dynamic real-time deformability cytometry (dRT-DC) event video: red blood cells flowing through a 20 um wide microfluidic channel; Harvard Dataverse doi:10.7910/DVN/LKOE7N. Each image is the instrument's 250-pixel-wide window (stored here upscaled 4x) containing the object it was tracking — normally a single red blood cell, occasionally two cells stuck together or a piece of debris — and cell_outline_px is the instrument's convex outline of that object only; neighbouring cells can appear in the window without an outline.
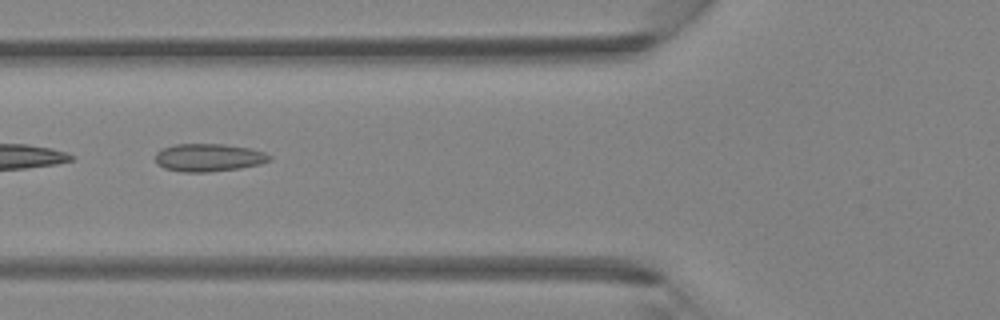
{"species": "Egyptian fruit bat (a non-hibernating species)", "species_latin": "Rousettus aegyptiacus", "temperature_condition": "room temperature", "stored_images_in_passage": 6, "camera_frame_rate_fps": 3000, "um_per_image_px": 0.085, "animal": {"sex": "female"}, "frame": {"image": 1, "passage_image": 5, "time_ms": 1.333, "image_size_px": [1000, 320], "cell_outline_px": [[272, 160], [260, 164], [240, 168], [208, 172], [180, 172], [164, 168], [156, 164], [156, 152], [164, 148], [176, 144], [224, 144], [248, 148], [264, 152], [272, 156]], "centroid_in_image_um": [17.74, 13.4], "position_along_channel_um": 108.1, "area_um2": 18.55}}
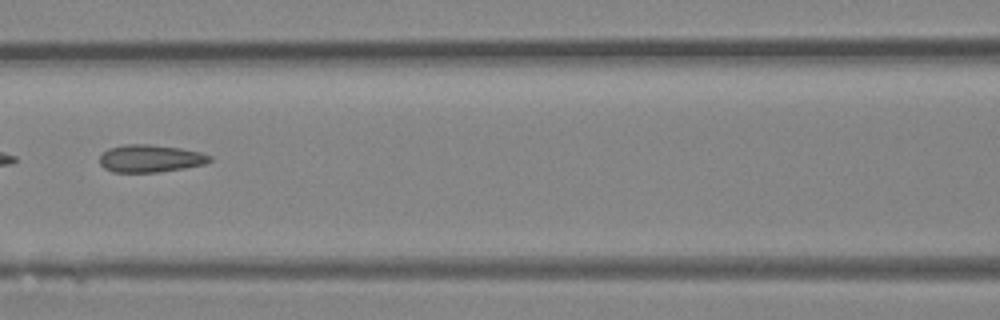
{"frame": {"image": 2, "passage_image": 6, "time_ms": 1.667, "image_size_px": [1000, 320], "cell_outline_px": [[212, 160], [204, 164], [184, 168], [156, 172], [112, 172], [104, 168], [100, 164], [100, 156], [108, 148], [124, 144], [148, 144], [180, 148], [200, 152], [212, 156]], "centroid_in_image_um": [12.77, 13.47], "position_along_channel_um": 153.8, "area_um2": 17.63}}